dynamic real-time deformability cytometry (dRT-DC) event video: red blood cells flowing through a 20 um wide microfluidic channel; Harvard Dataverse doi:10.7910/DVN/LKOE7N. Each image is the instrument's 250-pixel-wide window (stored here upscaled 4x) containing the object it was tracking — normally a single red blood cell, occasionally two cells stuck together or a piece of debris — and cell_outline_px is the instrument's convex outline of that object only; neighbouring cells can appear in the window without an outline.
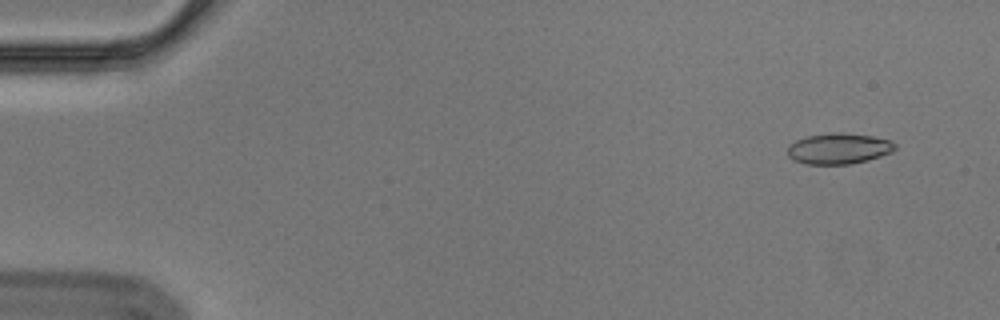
{"species": "Egyptian fruit bat (a non-hibernating species)", "species_latin": "Rousettus aegyptiacus", "temperature_condition": "cold", "stored_images_in_passage": 56, "camera_frame_rate_fps": 3000, "um_per_image_px": 0.085, "animal": {"sex": "male"}, "frame": {"image": 1, "passage_image": 4, "time_ms": 1.0, "image_size_px": [1000, 320], "cell_outline_px": [[896, 148], [892, 152], [868, 160], [852, 164], [804, 164], [792, 160], [788, 156], [788, 144], [796, 140], [808, 136], [836, 132], [840, 132], [872, 136], [892, 140], [896, 144]], "centroid_in_image_um": [71.29, 12.63], "position_along_channel_um": 13.7, "area_um2": 19.48}}
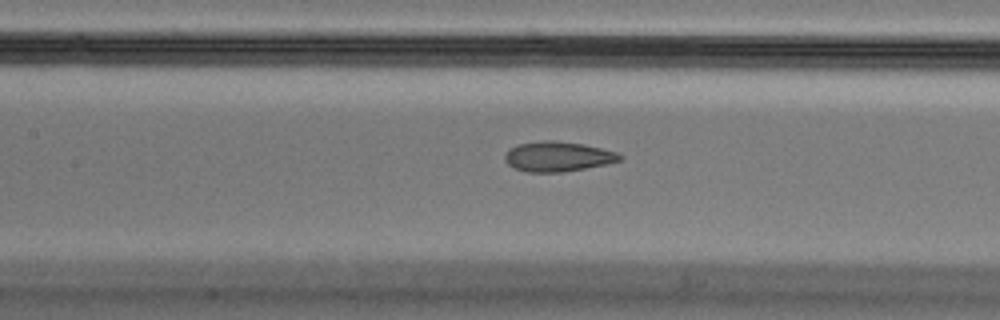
{"frame": {"image": 2, "passage_image": 26, "time_ms": 8.333, "image_size_px": [1000, 320], "cell_outline_px": [[624, 156], [620, 160], [608, 164], [564, 172], [528, 172], [512, 168], [504, 160], [504, 156], [516, 144], [544, 140], [552, 140], [584, 144], [616, 152]], "centroid_in_image_um": [47.41, 13.31], "position_along_channel_um": 160.0, "area_um2": 20.11}}
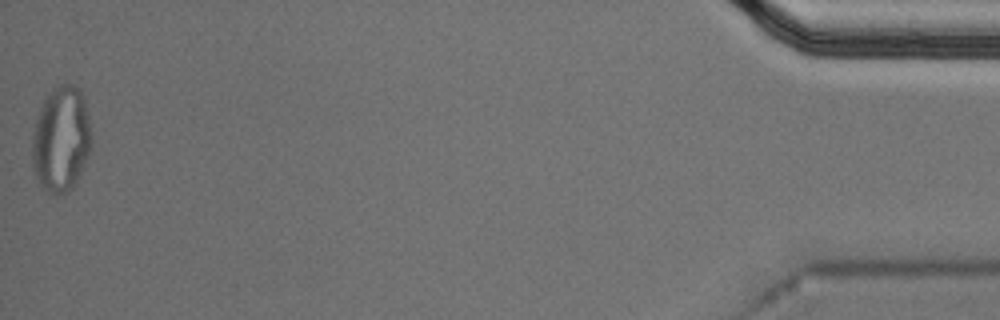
{"frame": {"image": 3, "passage_image": 56, "time_ms": 18.333, "image_size_px": [1000, 320], "cell_outline_px": [[92, 148], [84, 168], [76, 184], [68, 192], [56, 196], [48, 192], [44, 188], [36, 176], [32, 168], [32, 136], [36, 120], [40, 108], [48, 92], [60, 84], [72, 84], [80, 88], [84, 96], [92, 136]], "centroid_in_image_um": [5.22, 11.85], "position_along_channel_um": 430.0, "area_um2": 37.17}, "authors_computed_cell_mechanics": {"area_um2": 20.2589, "velocity_mm_per_s": 3.5909, "shape_relaxation_time_tau1_ms": null, "shape_relaxation_time_tau2_ms": 1.7881, "deformation_change_tau1": null, "deformation_change_tau2": 0.0783}}